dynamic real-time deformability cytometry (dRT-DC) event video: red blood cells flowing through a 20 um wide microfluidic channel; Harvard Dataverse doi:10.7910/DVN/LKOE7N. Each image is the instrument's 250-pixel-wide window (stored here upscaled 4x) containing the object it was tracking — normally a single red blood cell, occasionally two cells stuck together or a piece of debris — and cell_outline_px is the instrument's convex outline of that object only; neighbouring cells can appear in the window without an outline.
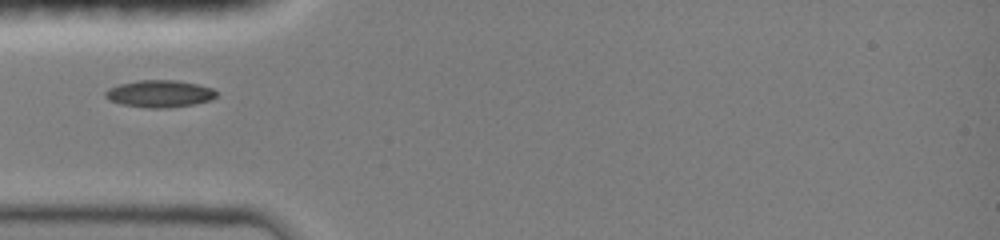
{"species": "common noctule bat (a hibernating species)", "species_latin": "Nyctalus noctula", "temperature_condition": "room temperature", "stored_images_in_passage": 8, "camera_frame_rate_fps": 3000, "um_per_image_px": 0.085, "animal": {"sex": "female", "body_mass_g": 19.0, "forearm_length_mm": 51.5}, "frame": {"image": 1, "passage_image": 1, "time_ms": 0.0, "image_size_px": [1000, 240], "cell_outline_px": [[216, 96], [212, 100], [192, 104], [168, 108], [144, 108], [120, 104], [108, 100], [104, 96], [104, 92], [108, 88], [120, 84], [140, 80], [176, 80], [196, 84], [212, 88], [216, 92]], "centroid_in_image_um": [13.52, 7.97], "position_along_channel_um": 71.5, "area_um2": 17.63}}
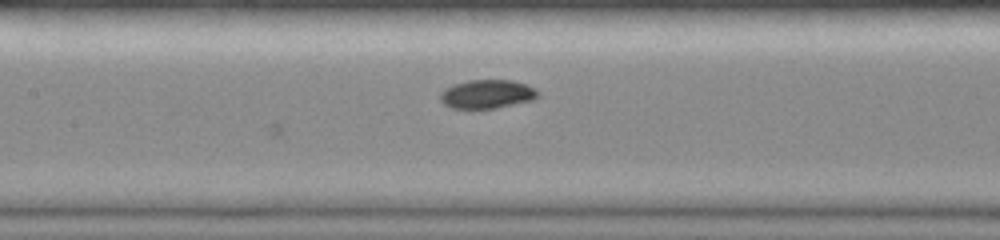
{"frame": {"image": 2, "passage_image": 8, "time_ms": 2.333, "image_size_px": [1000, 240], "cell_outline_px": [[540, 96], [532, 100], [496, 108], [452, 108], [444, 104], [440, 100], [440, 92], [444, 88], [452, 84], [468, 80], [512, 80], [528, 84], [536, 88], [540, 92]], "centroid_in_image_um": [41.42, 7.98], "position_along_channel_um": 166.0, "area_um2": 16.59}}